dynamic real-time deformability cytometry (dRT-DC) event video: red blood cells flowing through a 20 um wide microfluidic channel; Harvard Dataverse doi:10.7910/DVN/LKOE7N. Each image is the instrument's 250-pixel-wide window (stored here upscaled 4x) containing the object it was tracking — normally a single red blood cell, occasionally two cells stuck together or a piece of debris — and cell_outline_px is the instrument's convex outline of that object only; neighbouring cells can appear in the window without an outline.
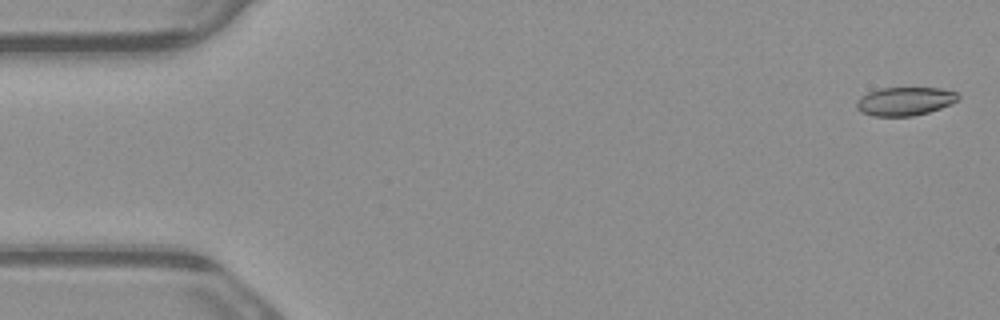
{"species": "common noctule bat (a hibernating species)", "species_latin": "Nyctalus noctula", "temperature_condition": "warm", "stored_images_in_passage": 3, "camera_frame_rate_fps": 3000, "um_per_image_px": 0.085, "animal": {"sex": "male", "body_mass_g": 23.1, "forearm_length_mm": 52.7}, "frame": {"image": 1, "passage_image": 1, "time_ms": 0.0, "image_size_px": [1000, 320], "cell_outline_px": [[960, 100], [952, 104], [928, 112], [912, 116], [872, 116], [860, 112], [856, 108], [856, 100], [860, 96], [868, 92], [880, 88], [940, 88], [956, 92], [960, 96]], "centroid_in_image_um": [76.9, 8.61], "position_along_channel_um": 8.1, "area_um2": 17.05}}